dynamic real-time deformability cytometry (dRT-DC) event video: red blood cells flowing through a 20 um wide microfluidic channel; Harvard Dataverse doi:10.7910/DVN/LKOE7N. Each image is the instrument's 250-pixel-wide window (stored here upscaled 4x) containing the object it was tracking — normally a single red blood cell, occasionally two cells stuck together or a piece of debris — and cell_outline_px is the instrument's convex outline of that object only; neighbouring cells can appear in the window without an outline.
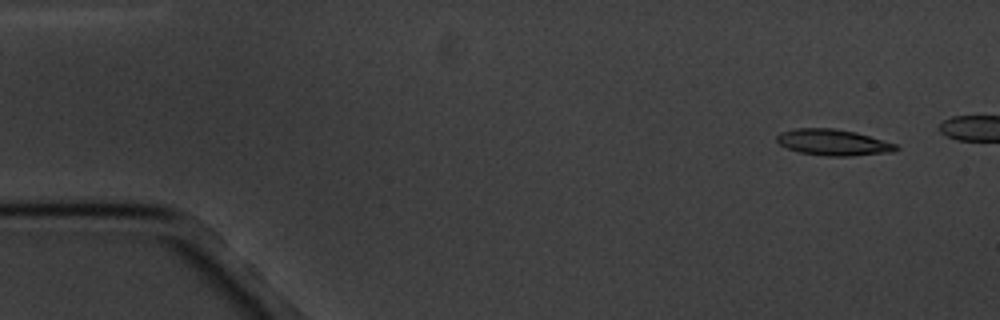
{"species": "common noctule bat (a hibernating species)", "species_latin": "Nyctalus noctula", "temperature_condition": "cold", "stored_images_in_passage": 6, "camera_frame_rate_fps": 3000, "um_per_image_px": 0.085, "animal": {"sex": "male", "body_mass_g": 20.1, "forearm_length_mm": 53.5}, "frame": {"image": 1, "passage_image": 2, "time_ms": 1.0, "image_size_px": [1000, 320], "cell_outline_px": [[900, 148], [892, 152], [852, 156], [828, 156], [800, 152], [788, 148], [780, 144], [776, 140], [776, 136], [780, 132], [796, 128], [832, 128], [856, 132], [896, 144]], "centroid_in_image_um": [70.82, 12.1], "position_along_channel_um": 14.2, "area_um2": 18.09}}